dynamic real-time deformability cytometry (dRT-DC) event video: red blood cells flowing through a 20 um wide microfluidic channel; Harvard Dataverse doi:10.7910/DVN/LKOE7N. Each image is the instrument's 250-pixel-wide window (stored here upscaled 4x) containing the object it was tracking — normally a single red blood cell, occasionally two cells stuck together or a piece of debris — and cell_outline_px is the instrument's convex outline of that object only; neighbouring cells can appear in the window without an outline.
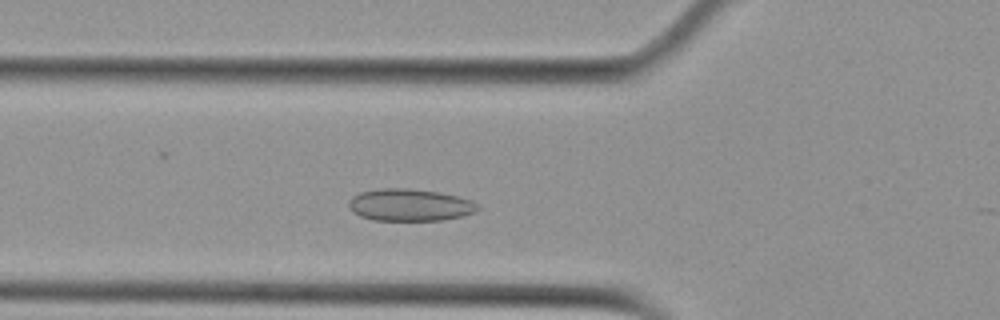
{"species": "Egyptian fruit bat (a non-hibernating species)", "species_latin": "Rousettus aegyptiacus", "temperature_condition": "cold", "stored_images_in_passage": 45, "camera_frame_rate_fps": 3000, "um_per_image_px": 0.085, "animal": {"sex": "female"}, "frame": {"image": 1, "passage_image": 9, "time_ms": 2.667, "image_size_px": [1000, 320], "cell_outline_px": [[480, 208], [476, 212], [444, 220], [372, 220], [360, 216], [352, 212], [348, 204], [348, 200], [352, 196], [360, 192], [380, 188], [408, 188], [440, 192], [472, 200]], "centroid_in_image_um": [34.81, 17.42], "position_along_channel_um": 91.0, "area_um2": 24.28}}
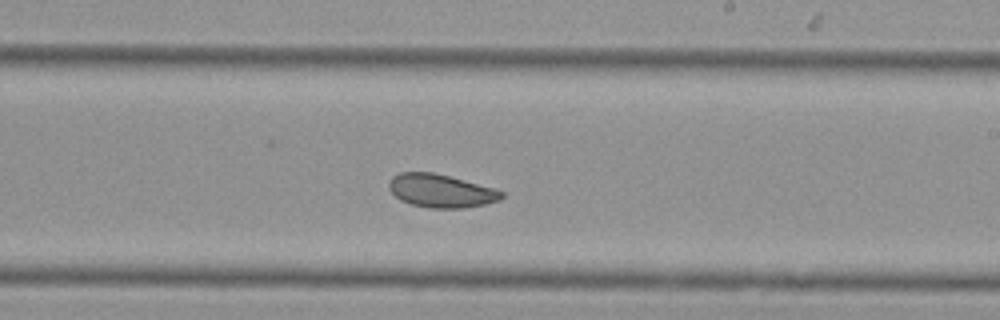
{"frame": {"image": 2, "passage_image": 22, "time_ms": 7.0, "image_size_px": [1000, 320], "cell_outline_px": [[504, 196], [500, 200], [484, 204], [464, 208], [432, 208], [412, 204], [400, 200], [388, 188], [388, 184], [392, 176], [400, 172], [432, 172], [496, 188], [504, 192]], "centroid_in_image_um": [37.49, 16.22], "position_along_channel_um": 251.5, "area_um2": 21.79}}
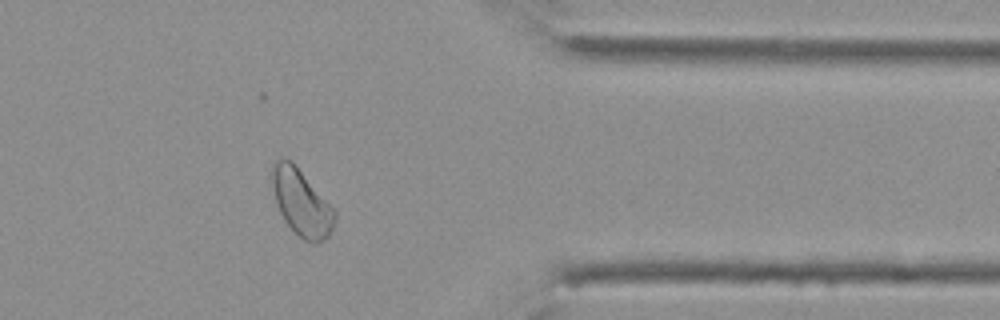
{"frame": {"image": 3, "passage_image": 34, "time_ms": 11.0, "image_size_px": [1000, 320], "cell_outline_px": [[336, 220], [328, 236], [324, 240], [316, 244], [304, 240], [284, 220], [276, 204], [272, 184], [272, 164], [276, 160], [292, 160], [336, 212]], "centroid_in_image_um": [25.62, 17.23], "position_along_channel_um": 385.8, "area_um2": 23.81}, "authors_computed_cell_mechanics": {"area_um2": 23.4668, "velocity_mm_per_s": 3.7212, "shape_relaxation_time_tau1_ms": 6.6063, "shape_relaxation_time_tau2_ms": 1.9184, "deformation_change_tau1": 0.0797, "deformation_change_tau2": 0.0559}}